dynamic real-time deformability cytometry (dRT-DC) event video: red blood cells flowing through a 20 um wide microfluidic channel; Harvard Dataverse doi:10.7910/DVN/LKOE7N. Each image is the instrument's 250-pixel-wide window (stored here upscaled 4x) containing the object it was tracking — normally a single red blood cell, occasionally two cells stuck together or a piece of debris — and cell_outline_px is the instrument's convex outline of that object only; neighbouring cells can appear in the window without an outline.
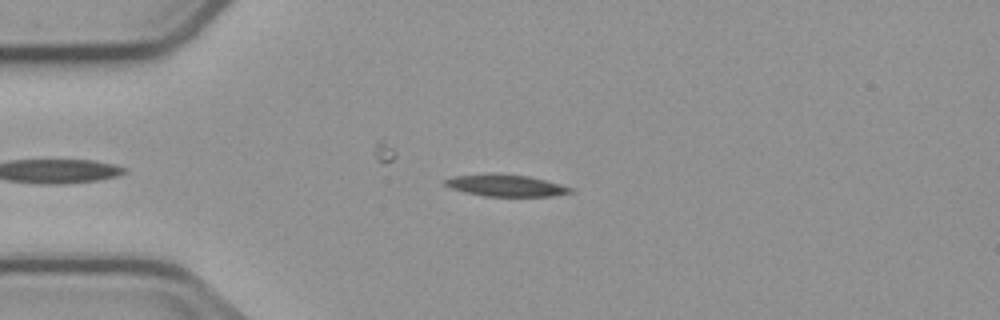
{"species": "common noctule bat (a hibernating species)", "species_latin": "Nyctalus noctula", "temperature_condition": "cold", "stored_images_in_passage": 3, "camera_frame_rate_fps": 3000, "um_per_image_px": 0.085, "animal": {"sex": "male", "body_mass_g": 23.1, "forearm_length_mm": 52.7}, "frame": {"image": 1, "passage_image": 3, "time_ms": 2.333, "image_size_px": [1000, 320], "cell_outline_px": [[576, 192], [552, 196], [484, 196], [464, 192], [452, 188], [444, 184], [440, 180], [452, 176], [488, 172], [496, 172], [528, 176], [576, 188]], "centroid_in_image_um": [42.97, 15.74], "position_along_channel_um": 42.0, "area_um2": 16.47}}